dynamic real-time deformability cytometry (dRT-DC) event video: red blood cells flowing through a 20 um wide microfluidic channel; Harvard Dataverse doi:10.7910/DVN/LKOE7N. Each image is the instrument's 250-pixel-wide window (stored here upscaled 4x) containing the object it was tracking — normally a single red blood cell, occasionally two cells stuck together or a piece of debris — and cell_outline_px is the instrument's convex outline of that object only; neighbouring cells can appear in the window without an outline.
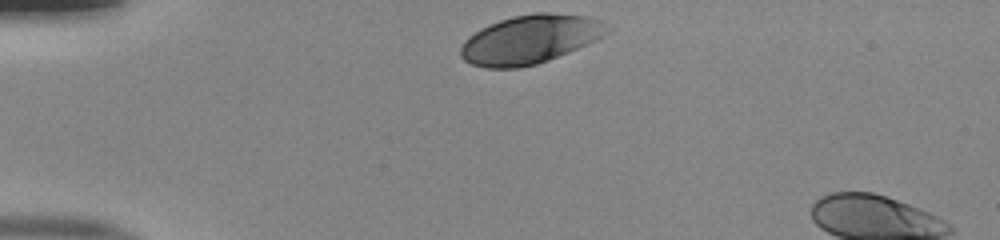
{"species": "human", "species_latin": "Homo sapiens", "temperature_condition": "room temperature", "stored_images_in_passage": 6, "camera_frame_rate_fps": 3000, "um_per_image_px": 0.085, "donor": {"sex": "male"}, "frame": {"image": 1, "passage_image": 1, "time_ms": 0.0, "image_size_px": [1000, 240], "cell_outline_px": [[612, 28], [608, 32], [576, 48], [548, 60], [536, 64], [520, 68], [484, 68], [472, 64], [464, 60], [460, 56], [460, 48], [464, 40], [468, 36], [480, 28], [500, 20], [512, 16], [536, 12], [548, 12], [584, 16], [600, 20]], "centroid_in_image_um": [44.99, 3.34], "position_along_channel_um": 40.0, "area_um2": 41.27}}